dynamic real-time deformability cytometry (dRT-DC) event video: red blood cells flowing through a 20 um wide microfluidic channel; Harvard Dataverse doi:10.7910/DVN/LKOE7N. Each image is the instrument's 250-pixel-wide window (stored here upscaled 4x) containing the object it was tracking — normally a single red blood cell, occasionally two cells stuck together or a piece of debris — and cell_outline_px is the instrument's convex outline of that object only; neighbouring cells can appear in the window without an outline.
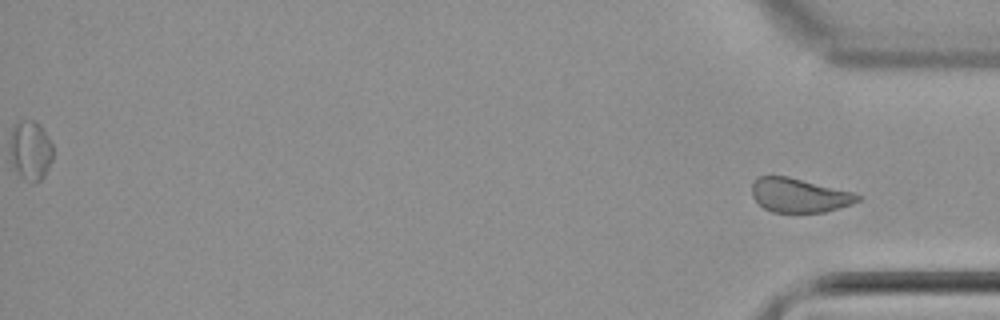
{"species": "common noctule bat (a hibernating species)", "species_latin": "Nyctalus noctula", "temperature_condition": "cold", "stored_images_in_passage": 53, "segment_of_instrument_passage": [2, 2], "camera_frame_rate_fps": 3000, "um_per_image_px": 0.085, "animal": {"sex": "female", "body_mass_g": 22.7, "forearm_length_mm": 54.2}, "frame": {"image": 1, "passage_image": 53, "time_ms": 17.333, "image_size_px": [1000, 320], "cell_outline_px": [[860, 200], [852, 204], [824, 212], [772, 212], [764, 208], [752, 196], [752, 184], [760, 176], [788, 176], [856, 192], [860, 196]], "centroid_in_image_um": [67.97, 16.59], "position_along_channel_um": 367.2, "area_um2": 21.04}}